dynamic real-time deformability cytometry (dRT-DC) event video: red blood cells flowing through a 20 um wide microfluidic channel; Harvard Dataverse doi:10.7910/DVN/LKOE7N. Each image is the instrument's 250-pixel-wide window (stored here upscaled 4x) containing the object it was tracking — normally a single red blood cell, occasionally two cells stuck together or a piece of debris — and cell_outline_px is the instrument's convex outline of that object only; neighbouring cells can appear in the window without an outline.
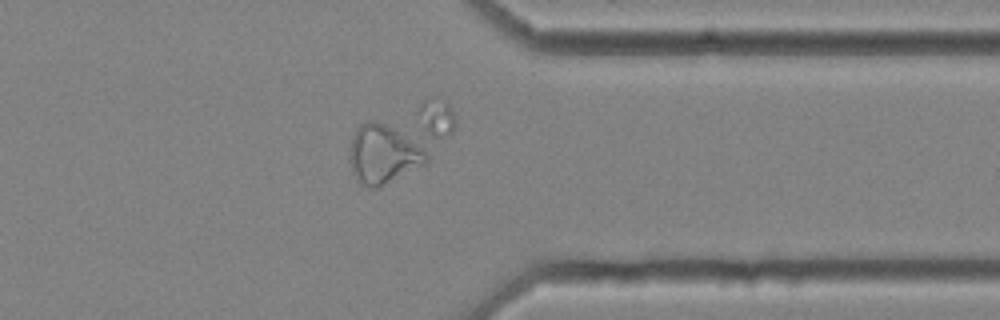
{"species": "common noctule bat (a hibernating species)", "species_latin": "Nyctalus noctula", "temperature_condition": "cold", "stored_images_in_passage": 40, "segment_of_instrument_passage": [2, 2], "camera_frame_rate_fps": 3000, "um_per_image_px": 0.085, "animal": {"sex": "female", "body_mass_g": 25.1}, "frame": {"image": 1, "passage_image": 28, "time_ms": 9.0, "image_size_px": [1000, 320], "cell_outline_px": [[456, 128], [428, 160], [424, 164], [376, 188], [368, 188], [356, 180], [352, 172], [348, 156], [352, 136], [356, 128], [360, 124], [368, 120], [424, 100], [436, 96], [448, 104], [456, 116]], "centroid_in_image_um": [33.95, 12.0], "position_along_channel_um": 377.4, "area_um2": 44.74}}